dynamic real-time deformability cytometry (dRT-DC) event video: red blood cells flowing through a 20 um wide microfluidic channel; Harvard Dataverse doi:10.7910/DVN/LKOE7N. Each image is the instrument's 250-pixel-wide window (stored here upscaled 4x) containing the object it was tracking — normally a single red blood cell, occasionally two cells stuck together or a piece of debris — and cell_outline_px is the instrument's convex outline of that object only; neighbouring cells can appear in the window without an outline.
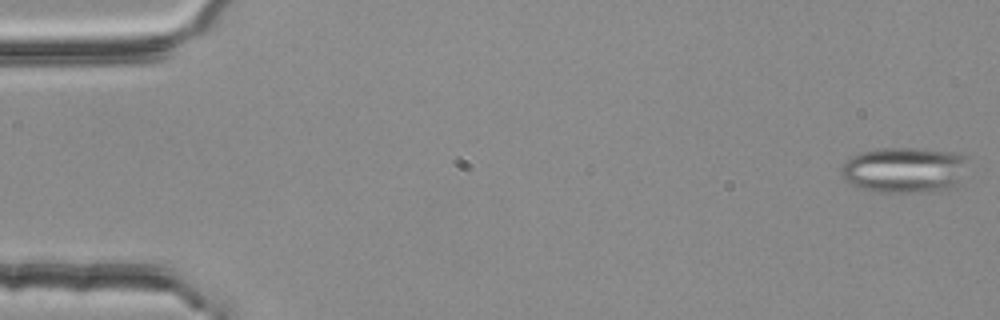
{"species": "common noctule bat (a hibernating species)", "species_latin": "Nyctalus noctula", "temperature_condition": "room temperature", "stored_images_in_passage": 55, "segment_of_instrument_passage": [1, 2], "camera_frame_rate_fps": 3000, "um_per_image_px": 0.085, "animal": {"sex": "female", "body_mass_g": 25.1}, "frame": {"image": 1, "passage_image": 1, "time_ms": 0.0, "image_size_px": [1000, 320], "cell_outline_px": [[964, 160], [956, 188], [936, 192], [884, 192], [864, 188], [852, 184], [844, 180], [840, 176], [840, 168], [852, 156], [864, 152], [880, 148], [916, 148], [952, 152], [964, 156]], "centroid_in_image_um": [76.83, 14.46], "position_along_channel_um": 8.2, "area_um2": 33.29}}